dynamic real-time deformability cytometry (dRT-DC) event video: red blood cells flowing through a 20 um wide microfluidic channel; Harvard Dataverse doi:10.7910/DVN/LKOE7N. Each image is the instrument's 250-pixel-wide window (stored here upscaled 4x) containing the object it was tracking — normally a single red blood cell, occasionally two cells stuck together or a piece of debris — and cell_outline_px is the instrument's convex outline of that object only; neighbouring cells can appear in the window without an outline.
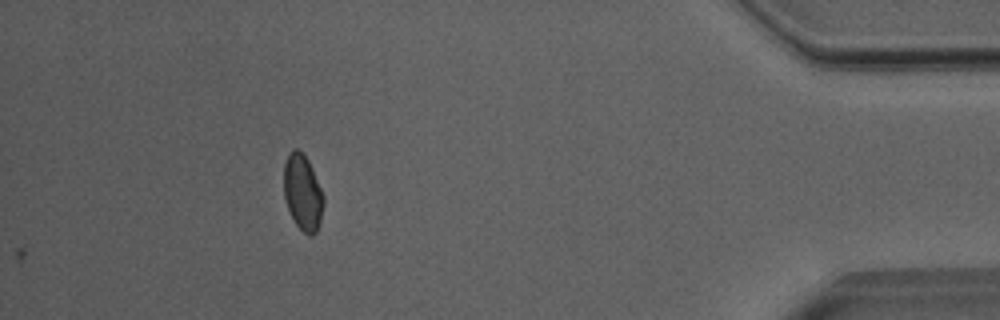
{"species": "Egyptian fruit bat (a non-hibernating species)", "species_latin": "Rousettus aegyptiacus", "temperature_condition": "room temperature", "stored_images_in_passage": 36, "camera_frame_rate_fps": 3000, "um_per_image_px": 0.085, "animal": {"sex": "male"}, "frame": {"image": 1, "passage_image": 36, "time_ms": 11.667, "image_size_px": [1000, 320], "cell_outline_px": [[324, 204], [320, 220], [316, 232], [312, 236], [308, 236], [296, 224], [284, 200], [284, 164], [288, 152], [292, 148], [296, 148], [308, 160], [324, 196]], "centroid_in_image_um": [25.72, 16.36], "position_along_channel_um": 409.5, "area_um2": 17.46}, "authors_computed_cell_mechanics": {"area_um2": 17.8891, "velocity_mm_per_s": 4.0318, "shape_relaxation_time_tau1_ms": null, "shape_relaxation_time_tau2_ms": 1.1004, "deformation_change_tau1": null, "deformation_change_tau2": 0.0367}}